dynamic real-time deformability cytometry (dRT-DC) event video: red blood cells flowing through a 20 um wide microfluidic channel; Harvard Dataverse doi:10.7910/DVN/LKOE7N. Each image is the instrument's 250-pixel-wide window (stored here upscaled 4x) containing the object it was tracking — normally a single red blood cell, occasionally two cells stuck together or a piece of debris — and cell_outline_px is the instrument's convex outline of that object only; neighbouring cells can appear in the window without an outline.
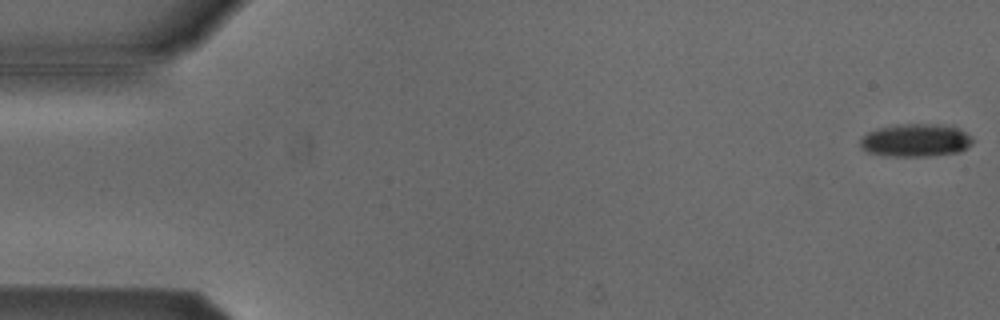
{"species": "Egyptian fruit bat (a non-hibernating species)", "species_latin": "Rousettus aegyptiacus", "temperature_condition": "cold", "stored_images_in_passage": 15, "camera_frame_rate_fps": 3000, "um_per_image_px": 0.085, "animal": {"sex": "male"}, "frame": {"image": 1, "passage_image": 1, "time_ms": 0.0, "image_size_px": [1000, 320], "cell_outline_px": [[972, 144], [968, 148], [960, 152], [928, 156], [884, 156], [868, 152], [860, 148], [860, 140], [868, 132], [880, 128], [896, 124], [940, 124], [956, 128], [972, 136]], "centroid_in_image_um": [77.83, 11.93], "position_along_channel_um": 7.2, "area_um2": 21.62}}